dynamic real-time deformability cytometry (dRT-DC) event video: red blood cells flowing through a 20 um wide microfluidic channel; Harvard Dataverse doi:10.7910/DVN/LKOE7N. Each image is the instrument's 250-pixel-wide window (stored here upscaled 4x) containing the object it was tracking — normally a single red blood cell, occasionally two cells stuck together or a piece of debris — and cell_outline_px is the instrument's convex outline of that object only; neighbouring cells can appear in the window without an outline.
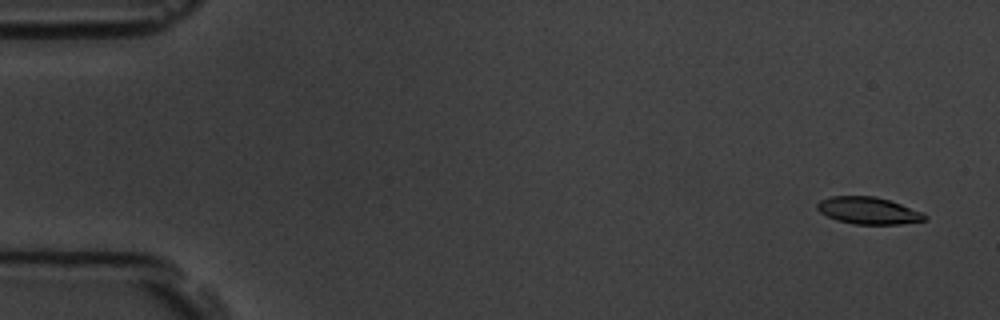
{"species": "common noctule bat (a hibernating species)", "species_latin": "Nyctalus noctula", "temperature_condition": "room temperature", "stored_images_in_passage": 15, "camera_frame_rate_fps": 3000, "um_per_image_px": 0.085, "animal": {"sex": "male", "body_mass_g": 19.5, "forearm_length_mm": 54.6}, "frame": {"image": 1, "passage_image": 1, "time_ms": 0.0, "image_size_px": [1000, 320], "cell_outline_px": [[928, 220], [900, 224], [852, 224], [836, 220], [820, 212], [816, 208], [816, 204], [820, 200], [832, 196], [876, 196], [924, 212], [928, 216]], "centroid_in_image_um": [73.83, 17.9], "position_along_channel_um": 11.2, "area_um2": 17.05}}
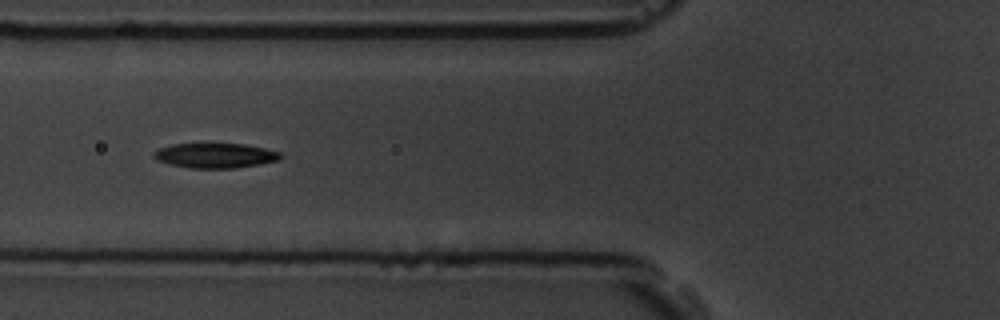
{"frame": {"image": 2, "passage_image": 6, "time_ms": 6.0, "image_size_px": [1000, 320], "cell_outline_px": [[284, 156], [280, 160], [260, 164], [232, 168], [188, 168], [156, 160], [152, 156], [152, 152], [160, 148], [172, 144], [244, 144], [264, 148], [280, 152]], "centroid_in_image_um": [18.3, 13.22], "position_along_channel_um": 107.5, "area_um2": 18.32}}
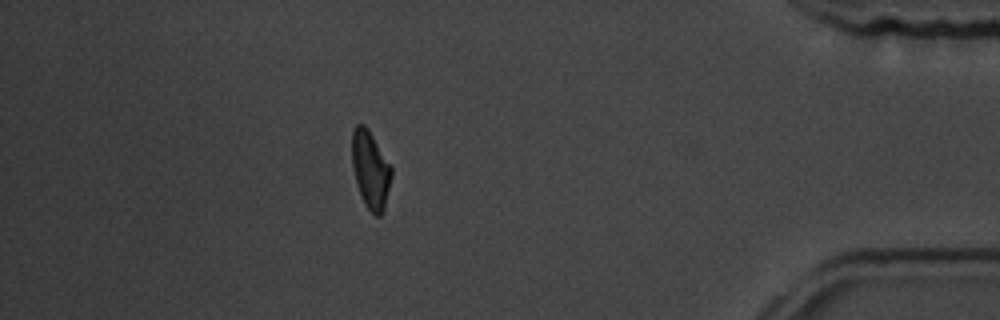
{"frame": {"image": 3, "passage_image": 14, "time_ms": 15.0, "image_size_px": [1000, 320], "cell_outline_px": [[392, 176], [384, 208], [380, 216], [376, 216], [364, 204], [356, 184], [352, 168], [352, 128], [356, 124], [364, 124], [368, 128], [392, 168]], "centroid_in_image_um": [31.47, 14.4], "position_along_channel_um": 403.7, "area_um2": 17.86}, "authors_computed_cell_mechanics": {"area_um2": 17.9758, "velocity_mm_per_s": 3.7975, "shape_relaxation_time_tau1_ms": 3.5267, "shape_relaxation_time_tau2_ms": 5.9124, "deformation_change_tau1": 0.1445, "deformation_change_tau2": 0.1303}}